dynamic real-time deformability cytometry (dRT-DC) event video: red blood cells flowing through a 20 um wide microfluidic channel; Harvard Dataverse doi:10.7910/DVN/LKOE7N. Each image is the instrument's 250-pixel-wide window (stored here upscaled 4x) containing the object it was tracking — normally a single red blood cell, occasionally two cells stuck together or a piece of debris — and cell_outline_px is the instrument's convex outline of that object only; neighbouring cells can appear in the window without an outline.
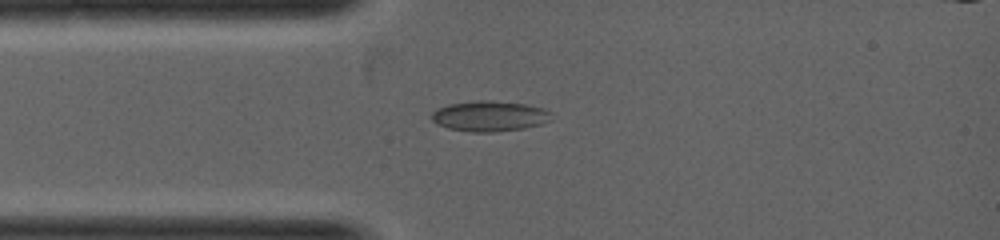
{"species": "common noctule bat (a hibernating species)", "species_latin": "Nyctalus noctula", "temperature_condition": "warm", "stored_images_in_passage": 5, "camera_frame_rate_fps": 5000, "um_per_image_px": 0.085, "animal": {"sex": "female", "body_mass_g": 19.0, "forearm_length_mm": 53.3}, "frame": {"image": 1, "passage_image": 3, "time_ms": 0.8, "image_size_px": [1000, 240], "cell_outline_px": [[552, 120], [540, 124], [524, 128], [492, 132], [472, 132], [448, 128], [436, 124], [432, 120], [432, 112], [448, 104], [476, 100], [488, 100], [524, 104], [544, 108], [552, 112]], "centroid_in_image_um": [41.63, 9.87], "position_along_channel_um": 43.4, "area_um2": 21.27}}
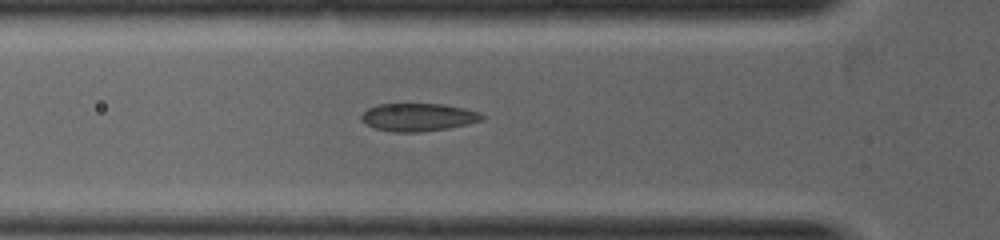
{"frame": {"image": 2, "passage_image": 5, "time_ms": 1.4, "image_size_px": [1000, 240], "cell_outline_px": [[484, 120], [468, 124], [448, 128], [420, 132], [392, 132], [376, 128], [364, 124], [360, 120], [360, 116], [368, 108], [376, 104], [444, 104], [464, 108], [480, 112], [484, 116]], "centroid_in_image_um": [35.54, 9.96], "position_along_channel_um": 90.3, "area_um2": 19.77}}